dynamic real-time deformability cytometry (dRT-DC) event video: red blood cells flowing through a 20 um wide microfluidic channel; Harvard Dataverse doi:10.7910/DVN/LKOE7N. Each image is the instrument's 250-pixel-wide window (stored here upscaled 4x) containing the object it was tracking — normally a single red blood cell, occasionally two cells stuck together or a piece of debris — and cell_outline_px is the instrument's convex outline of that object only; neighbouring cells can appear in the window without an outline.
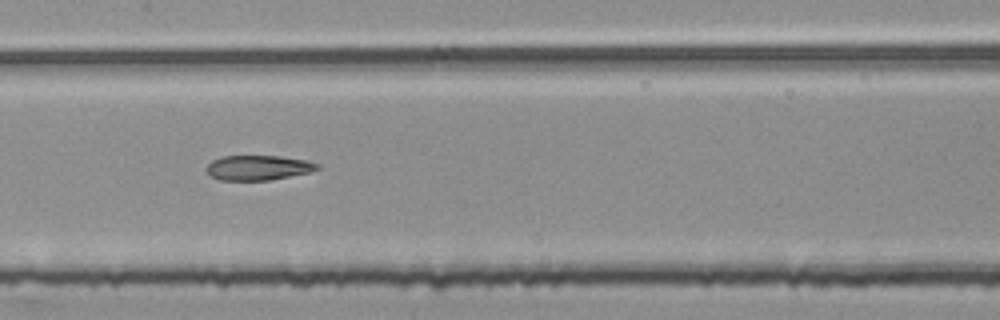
{"species": "common noctule bat (a hibernating species)", "species_latin": "Nyctalus noctula", "temperature_condition": "room temperature", "stored_images_in_passage": 55, "segment_of_instrument_passage": [2, 2], "camera_frame_rate_fps": 3000, "um_per_image_px": 0.085, "animal": {"sex": "female", "body_mass_g": 25.1}, "frame": {"image": 1, "passage_image": 27, "time_ms": 8.667, "image_size_px": [1000, 320], "cell_outline_px": [[320, 168], [308, 172], [268, 180], [220, 180], [208, 176], [204, 172], [204, 168], [212, 160], [220, 156], [280, 156], [308, 160], [320, 164]], "centroid_in_image_um": [21.87, 14.25], "position_along_channel_um": 185.5, "area_um2": 16.24}}
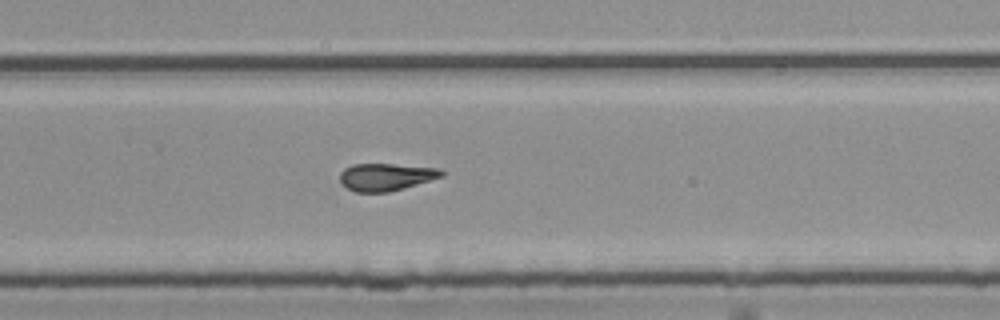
{"frame": {"image": 2, "passage_image": 36, "time_ms": 11.667, "image_size_px": [1000, 320], "cell_outline_px": [[444, 176], [404, 188], [388, 192], [356, 192], [348, 188], [340, 180], [340, 172], [344, 168], [352, 164], [392, 164], [440, 168], [444, 172]], "centroid_in_image_um": [32.82, 15.03], "position_along_channel_um": 297.0, "area_um2": 16.18}}
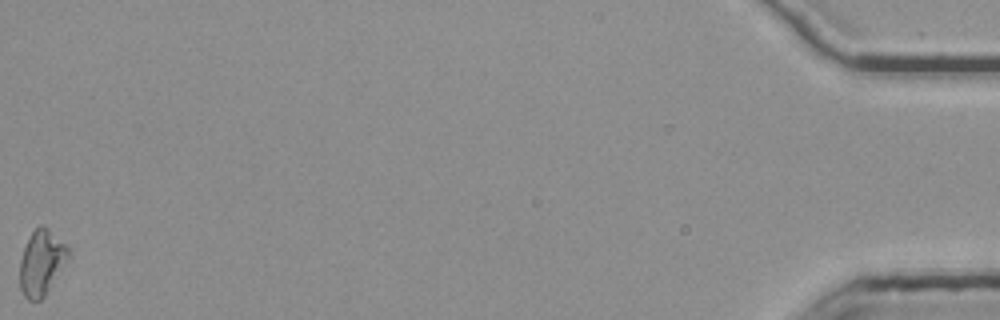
{"frame": {"image": 3, "passage_image": 55, "time_ms": 18.0, "image_size_px": [1000, 320], "cell_outline_px": [[68, 256], [44, 296], [40, 300], [28, 300], [24, 296], [20, 288], [20, 260], [24, 248], [32, 232], [40, 224], [44, 224], [68, 248]], "centroid_in_image_um": [3.48, 22.31], "position_along_channel_um": 431.7, "area_um2": 17.74}}